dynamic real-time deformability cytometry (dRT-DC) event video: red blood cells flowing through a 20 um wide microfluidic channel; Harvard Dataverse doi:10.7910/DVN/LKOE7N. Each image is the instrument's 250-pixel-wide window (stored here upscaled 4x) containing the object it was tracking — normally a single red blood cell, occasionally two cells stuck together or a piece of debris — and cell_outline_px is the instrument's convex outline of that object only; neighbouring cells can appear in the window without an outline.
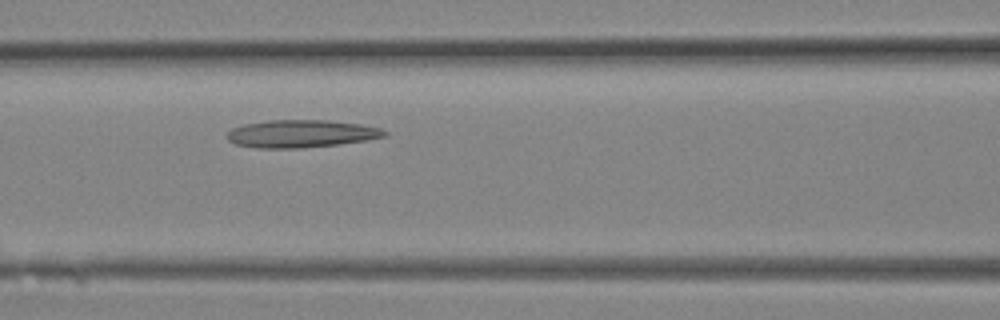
{"species": "Egyptian fruit bat (a non-hibernating species)", "species_latin": "Rousettus aegyptiacus", "temperature_condition": "room temperature", "stored_images_in_passage": 8, "camera_frame_rate_fps": 3000, "um_per_image_px": 0.085, "animal": {"sex": "female"}, "frame": {"image": 1, "passage_image": 8, "time_ms": 2.333, "image_size_px": [1000, 320], "cell_outline_px": [[388, 136], [364, 140], [336, 144], [300, 148], [256, 148], [236, 144], [228, 140], [224, 136], [232, 128], [244, 124], [268, 120], [328, 120], [360, 124], [380, 128], [388, 132]], "centroid_in_image_um": [25.56, 11.36], "position_along_channel_um": 141.0, "area_um2": 25.32}}